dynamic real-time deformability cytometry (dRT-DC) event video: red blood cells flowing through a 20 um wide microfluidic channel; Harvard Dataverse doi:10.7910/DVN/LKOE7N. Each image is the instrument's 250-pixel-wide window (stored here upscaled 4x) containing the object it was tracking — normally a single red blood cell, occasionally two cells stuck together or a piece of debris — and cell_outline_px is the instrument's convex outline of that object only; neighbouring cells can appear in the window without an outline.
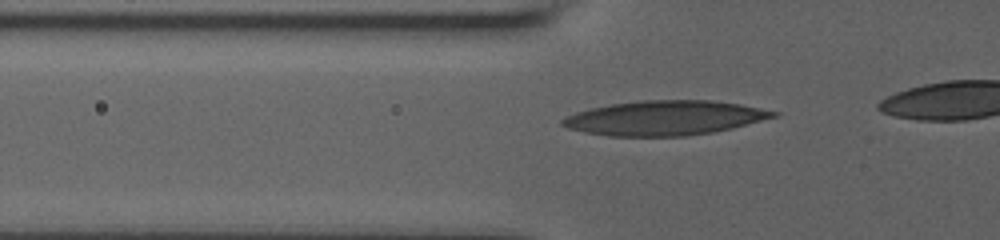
{"species": "human", "species_latin": "Homo sapiens", "temperature_condition": "room temperature", "stored_images_in_passage": 34, "camera_frame_rate_fps": 3000, "um_per_image_px": 0.085, "donor": {"sex": "male"}, "frame": {"image": 1, "passage_image": 4, "time_ms": 1.0, "image_size_px": [1000, 240], "cell_outline_px": [[780, 116], [732, 128], [712, 132], [684, 136], [608, 136], [584, 132], [568, 128], [560, 124], [560, 120], [576, 112], [588, 108], [608, 104], [640, 100], [712, 100], [740, 104], [780, 112]], "centroid_in_image_um": [56.5, 10.02], "position_along_channel_um": 69.3, "area_um2": 42.71}}
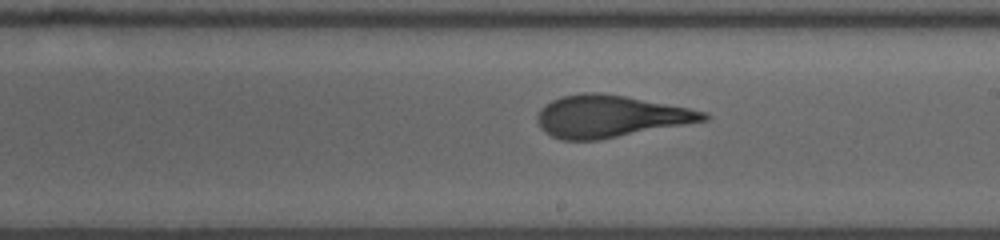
{"frame": {"image": 2, "passage_image": 18, "time_ms": 5.667, "image_size_px": [1000, 240], "cell_outline_px": [[712, 116], [708, 120], [600, 140], [560, 140], [544, 132], [540, 128], [536, 120], [536, 116], [540, 108], [544, 104], [560, 96], [580, 92], [600, 92], [624, 96], [688, 108], [708, 112]], "centroid_in_image_um": [51.82, 9.89], "position_along_channel_um": 237.2, "area_um2": 40.98}}
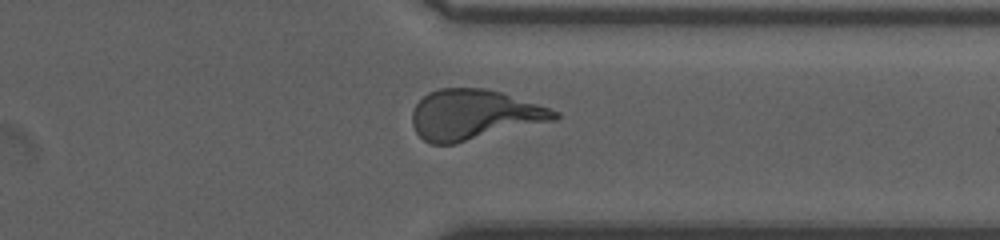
{"frame": {"image": 3, "passage_image": 29, "time_ms": 9.333, "image_size_px": [1000, 240], "cell_outline_px": [[560, 116], [556, 120], [456, 144], [432, 144], [424, 140], [416, 132], [412, 124], [412, 112], [416, 104], [428, 92], [440, 88], [484, 88], [500, 92], [560, 112]], "centroid_in_image_um": [40.27, 9.76], "position_along_channel_um": 371.1, "area_um2": 41.5}}